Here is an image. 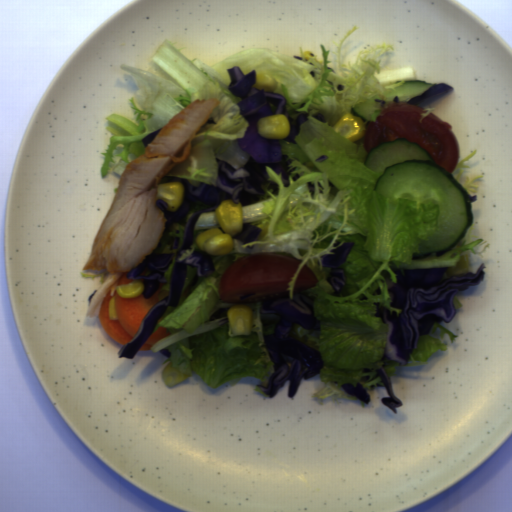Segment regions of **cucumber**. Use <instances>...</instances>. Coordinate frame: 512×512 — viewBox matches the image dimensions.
Listing matches in <instances>:
<instances>
[{
  "label": "cucumber",
  "mask_w": 512,
  "mask_h": 512,
  "mask_svg": "<svg viewBox=\"0 0 512 512\" xmlns=\"http://www.w3.org/2000/svg\"><path fill=\"white\" fill-rule=\"evenodd\" d=\"M434 84L428 83L422 80H410L405 81L401 86L394 88L395 90L385 91L386 101L379 100L378 98H371L368 101L360 104H356L351 108V114L360 117L364 125L368 121L376 122L377 117L380 116L383 109H385L390 102H404L407 103L409 100L416 96H422L427 92Z\"/></svg>",
  "instance_id": "cucumber-2"
},
{
  "label": "cucumber",
  "mask_w": 512,
  "mask_h": 512,
  "mask_svg": "<svg viewBox=\"0 0 512 512\" xmlns=\"http://www.w3.org/2000/svg\"><path fill=\"white\" fill-rule=\"evenodd\" d=\"M367 154L364 165L384 172L373 191L419 203L432 199L439 206L436 231L419 243V253H413L412 261L433 253L441 257L467 236L474 224L471 194L424 148L406 138H396L382 141Z\"/></svg>",
  "instance_id": "cucumber-1"
}]
</instances>
